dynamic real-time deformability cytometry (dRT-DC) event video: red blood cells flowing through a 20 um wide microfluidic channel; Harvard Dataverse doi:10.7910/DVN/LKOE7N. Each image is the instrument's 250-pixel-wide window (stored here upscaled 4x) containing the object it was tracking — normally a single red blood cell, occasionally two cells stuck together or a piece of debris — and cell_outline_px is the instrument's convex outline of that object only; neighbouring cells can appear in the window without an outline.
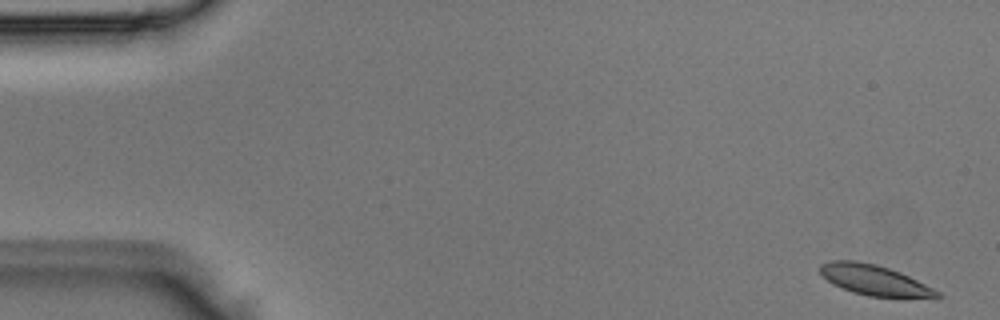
{"species": "Egyptian fruit bat (a non-hibernating species)", "species_latin": "Rousettus aegyptiacus", "temperature_condition": "room temperature", "stored_images_in_passage": 5, "segment_of_instrument_passage": [1, 2], "camera_frame_rate_fps": 3000, "um_per_image_px": 0.085, "animal": {"sex": "male"}, "frame": {"image": 1, "passage_image": 1, "time_ms": 0.0, "image_size_px": [1000, 320], "cell_outline_px": [[940, 296], [936, 300], [868, 296], [852, 292], [832, 284], [820, 272], [820, 264], [832, 260], [856, 260], [876, 264], [900, 272], [940, 292]], "centroid_in_image_um": [74.39, 23.84], "position_along_channel_um": 10.6, "area_um2": 21.1}}